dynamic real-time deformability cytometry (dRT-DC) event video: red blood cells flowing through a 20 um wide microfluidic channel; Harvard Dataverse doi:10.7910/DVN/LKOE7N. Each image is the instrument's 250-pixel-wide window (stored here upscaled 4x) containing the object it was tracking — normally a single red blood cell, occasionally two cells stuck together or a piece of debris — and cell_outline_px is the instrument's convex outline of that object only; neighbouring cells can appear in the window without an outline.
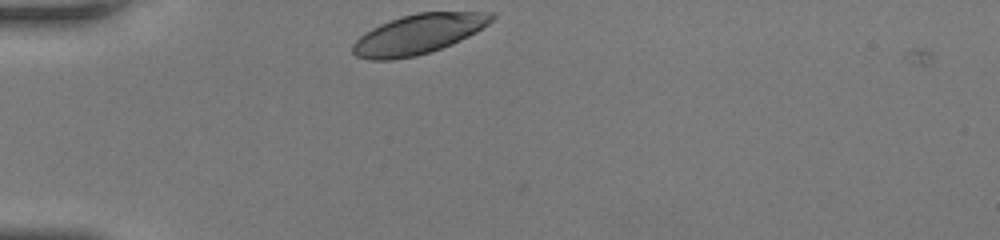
{"species": "human", "species_latin": "Homo sapiens", "temperature_condition": "room temperature", "stored_images_in_passage": 23, "camera_frame_rate_fps": 3000, "um_per_image_px": 0.085, "donor": {"sex": "female"}, "frame": {"image": 1, "passage_image": 1, "time_ms": 0.0, "image_size_px": [1000, 240], "cell_outline_px": [[496, 16], [488, 24], [476, 32], [452, 44], [416, 56], [392, 60], [368, 60], [356, 56], [352, 52], [352, 44], [364, 32], [380, 24], [400, 16], [416, 12], [496, 12]], "centroid_in_image_um": [35.54, 2.9], "position_along_channel_um": 49.5, "area_um2": 32.25}}
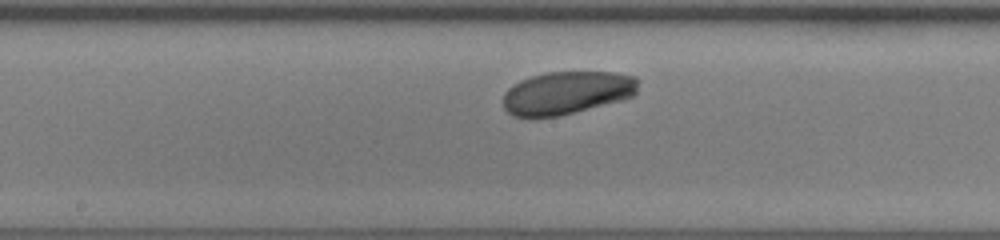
{"frame": {"image": 2, "passage_image": 14, "time_ms": 4.333, "image_size_px": [1000, 240], "cell_outline_px": [[636, 92], [632, 96], [620, 100], [560, 116], [512, 116], [504, 108], [504, 92], [508, 88], [520, 80], [532, 76], [548, 72], [616, 72], [636, 76]], "centroid_in_image_um": [48.17, 7.87], "position_along_channel_um": 200.0, "area_um2": 33.47}}
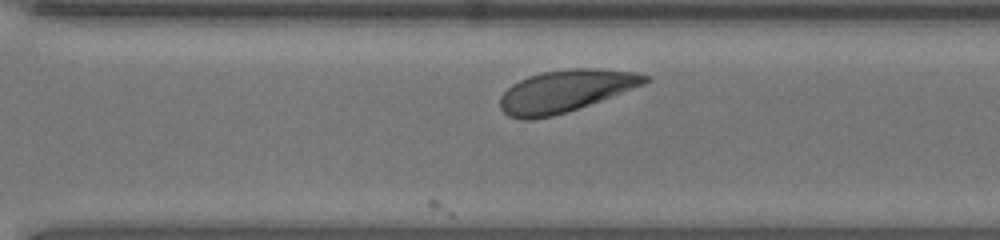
{"frame": {"image": 3, "passage_image": 23, "time_ms": 7.333, "image_size_px": [1000, 240], "cell_outline_px": [[648, 80], [644, 84], [600, 100], [552, 116], [532, 120], [520, 120], [508, 116], [500, 108], [500, 96], [512, 84], [528, 76], [544, 72], [568, 68], [592, 68], [636, 72], [648, 76]], "centroid_in_image_um": [47.99, 7.74], "position_along_channel_um": 322.6, "area_um2": 35.03}}